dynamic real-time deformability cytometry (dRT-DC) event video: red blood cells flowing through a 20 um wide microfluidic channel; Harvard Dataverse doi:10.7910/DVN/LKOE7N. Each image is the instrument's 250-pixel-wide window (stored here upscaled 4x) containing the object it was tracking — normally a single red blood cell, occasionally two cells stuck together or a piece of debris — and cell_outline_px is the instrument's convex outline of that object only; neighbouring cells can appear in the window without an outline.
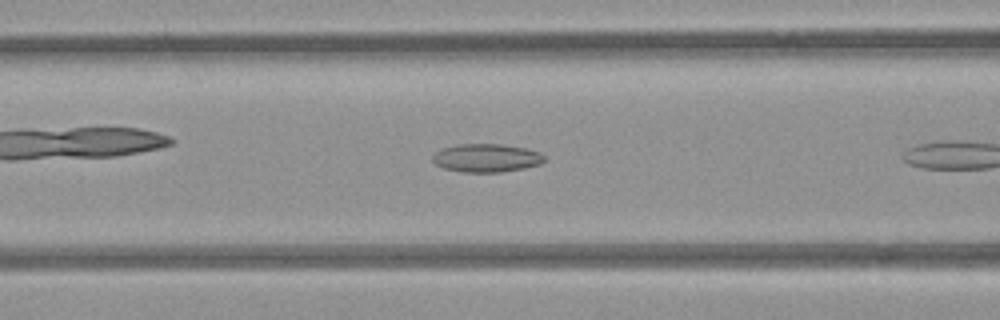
{"species": "common noctule bat (a hibernating species)", "species_latin": "Nyctalus noctula", "temperature_condition": "room temperature", "stored_images_in_passage": 8, "camera_frame_rate_fps": 3000, "um_per_image_px": 0.085, "animal": {"sex": "female", "body_mass_g": 21.9}, "frame": {"image": 1, "passage_image": 7, "time_ms": 2.0, "image_size_px": [1000, 320], "cell_outline_px": [[544, 160], [540, 164], [524, 168], [500, 172], [464, 172], [444, 168], [436, 164], [432, 160], [432, 156], [436, 152], [444, 148], [460, 144], [500, 144], [524, 148], [540, 152], [544, 156]], "centroid_in_image_um": [41.35, 13.43], "position_along_channel_um": 125.3, "area_um2": 18.21}}